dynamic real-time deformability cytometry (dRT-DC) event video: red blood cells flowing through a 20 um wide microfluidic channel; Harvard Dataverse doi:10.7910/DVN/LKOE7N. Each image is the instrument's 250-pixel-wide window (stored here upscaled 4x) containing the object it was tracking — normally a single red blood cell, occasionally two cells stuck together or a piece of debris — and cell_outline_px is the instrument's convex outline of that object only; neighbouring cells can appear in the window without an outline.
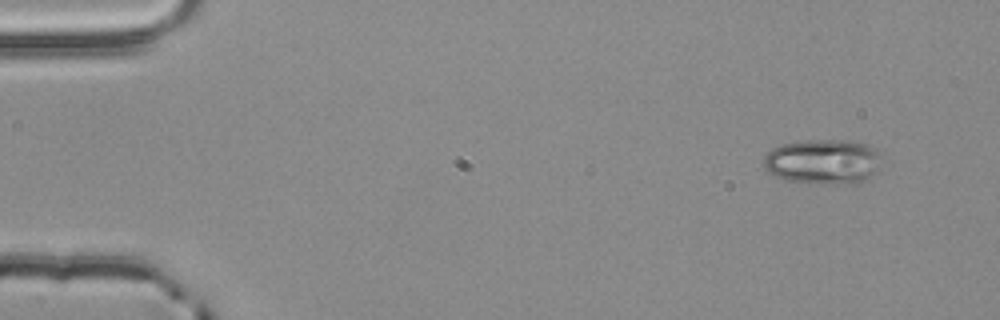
{"species": "common noctule bat (a hibernating species)", "species_latin": "Nyctalus noctula", "temperature_condition": "room temperature", "stored_images_in_passage": 3, "segment_of_instrument_passage": [2, 2], "camera_frame_rate_fps": 3000, "um_per_image_px": 0.085, "animal": {"sex": "male", "body_mass_g": 20.4}, "frame": {"image": 1, "passage_image": 3, "time_ms": 0.667, "image_size_px": [1000, 320], "cell_outline_px": [[884, 152], [876, 172], [868, 180], [856, 184], [820, 184], [784, 180], [768, 172], [764, 168], [764, 156], [772, 148], [780, 144], [800, 140], [848, 140], [868, 144]], "centroid_in_image_um": [70.01, 13.74], "position_along_channel_um": 15.0, "area_um2": 31.85}}